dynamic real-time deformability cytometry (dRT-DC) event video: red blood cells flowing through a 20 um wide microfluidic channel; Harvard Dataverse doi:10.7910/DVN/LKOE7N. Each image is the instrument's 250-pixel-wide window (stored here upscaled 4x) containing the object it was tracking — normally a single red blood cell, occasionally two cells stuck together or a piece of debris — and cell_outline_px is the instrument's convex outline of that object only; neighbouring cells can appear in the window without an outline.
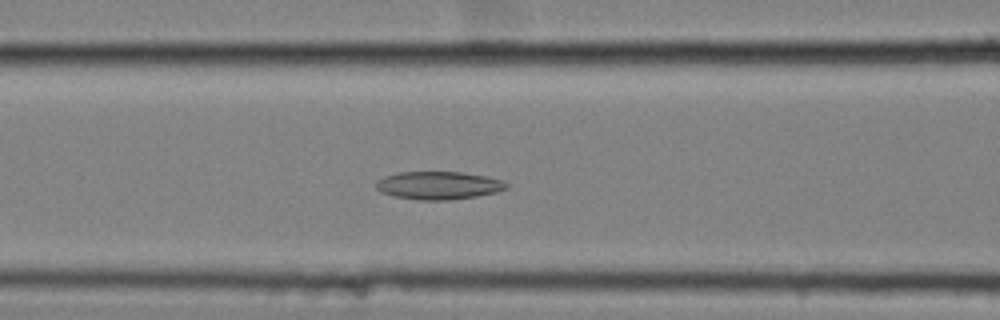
{"species": "common noctule bat (a hibernating species)", "species_latin": "Nyctalus noctula", "temperature_condition": "cold", "stored_images_in_passage": 57, "camera_frame_rate_fps": 3000, "um_per_image_px": 0.085, "animal": {"sex": "female", "body_mass_g": 25.1}, "frame": {"image": 1, "passage_image": 24, "time_ms": 7.667, "image_size_px": [1000, 320], "cell_outline_px": [[508, 188], [496, 192], [476, 196], [448, 200], [420, 200], [396, 196], [380, 192], [376, 188], [376, 180], [384, 176], [400, 172], [460, 172], [488, 176], [504, 180], [508, 184]], "centroid_in_image_um": [37.29, 15.75], "position_along_channel_um": 129.3, "area_um2": 21.27}}
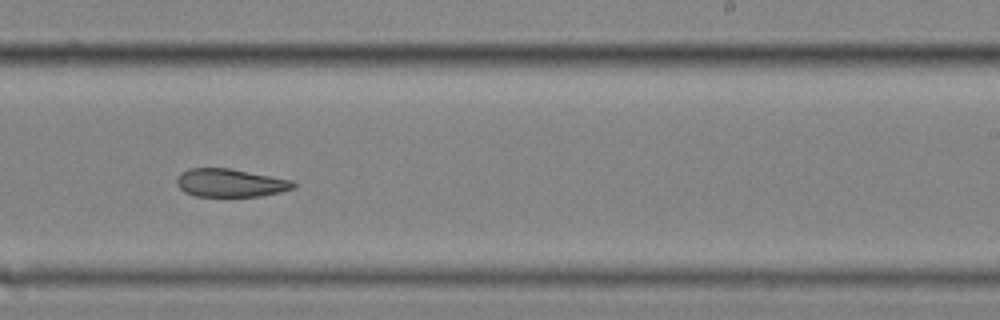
{"frame": {"image": 2, "passage_image": 36, "time_ms": 11.667, "image_size_px": [1000, 320], "cell_outline_px": [[296, 188], [280, 192], [260, 196], [196, 196], [184, 192], [176, 184], [176, 176], [180, 172], [188, 168], [228, 168], [292, 180], [296, 184]], "centroid_in_image_um": [19.54, 15.54], "position_along_channel_um": 269.5, "area_um2": 19.19}}
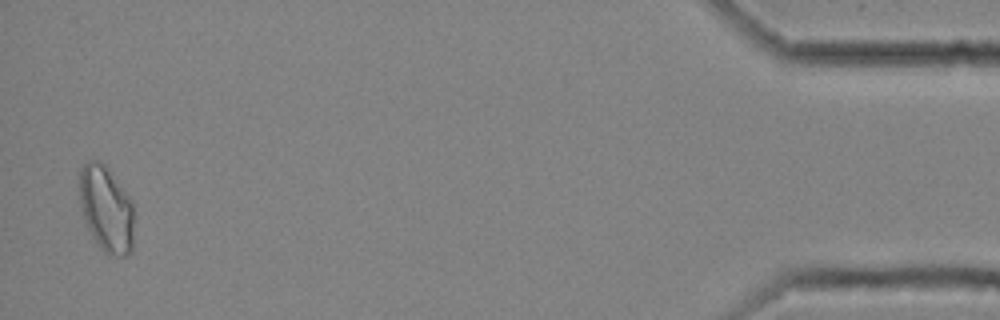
{"frame": {"image": 3, "passage_image": 56, "time_ms": 18.333, "image_size_px": [1000, 320], "cell_outline_px": [[136, 204], [132, 252], [124, 256], [108, 256], [100, 248], [92, 236], [84, 220], [80, 204], [80, 168], [88, 160], [100, 160], [108, 168]], "centroid_in_image_um": [9.09, 17.78], "position_along_channel_um": 426.1, "area_um2": 28.26}, "authors_computed_cell_mechanics": {"area_um2": 22.3686, "velocity_mm_per_s": 3.5102, "shape_relaxation_time_tau1_ms": null, "shape_relaxation_time_tau2_ms": 10.4897, "deformation_change_tau1": null, "deformation_change_tau2": 0.2131}}